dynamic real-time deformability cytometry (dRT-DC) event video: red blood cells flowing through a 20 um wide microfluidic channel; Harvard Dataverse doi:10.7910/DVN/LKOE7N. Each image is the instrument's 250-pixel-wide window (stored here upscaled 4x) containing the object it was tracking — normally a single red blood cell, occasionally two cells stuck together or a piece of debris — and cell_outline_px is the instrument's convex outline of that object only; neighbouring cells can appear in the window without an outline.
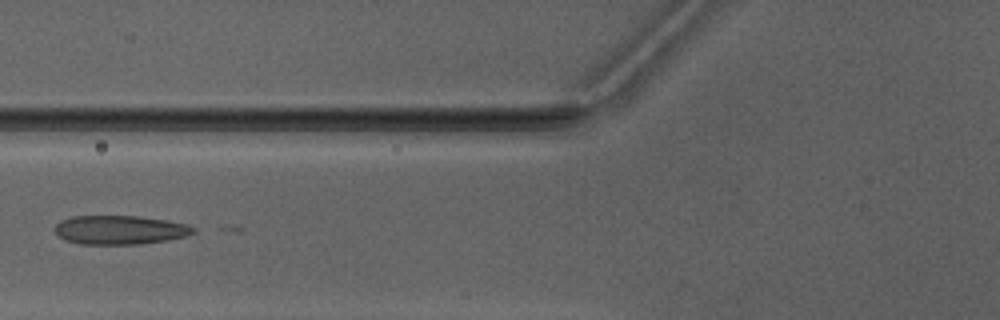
{"species": "Egyptian fruit bat (a non-hibernating species)", "species_latin": "Rousettus aegyptiacus", "temperature_condition": "warm", "stored_images_in_passage": 3, "camera_frame_rate_fps": 3000, "um_per_image_px": 0.085, "animal": {"sex": "male"}, "frame": {"image": 1, "passage_image": 3, "time_ms": 2.333, "image_size_px": [1000, 320], "cell_outline_px": [[196, 232], [184, 236], [168, 240], [140, 244], [80, 244], [64, 240], [56, 236], [56, 224], [60, 220], [72, 216], [136, 216], [168, 220], [188, 224], [196, 228]], "centroid_in_image_um": [10.19, 19.54], "position_along_channel_um": 115.6, "area_um2": 23.52}}